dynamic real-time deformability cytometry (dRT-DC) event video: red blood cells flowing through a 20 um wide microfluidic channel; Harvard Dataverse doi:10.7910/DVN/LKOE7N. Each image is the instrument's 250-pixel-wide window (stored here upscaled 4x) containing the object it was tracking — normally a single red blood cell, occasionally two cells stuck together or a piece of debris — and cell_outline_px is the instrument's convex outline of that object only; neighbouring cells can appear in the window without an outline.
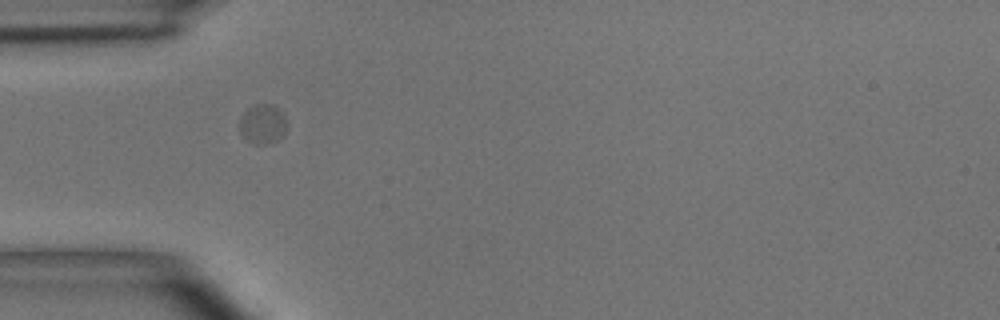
{"species": "common noctule bat (a hibernating species)", "species_latin": "Nyctalus noctula", "temperature_condition": "room temperature", "stored_images_in_passage": 2, "camera_frame_rate_fps": 3000, "um_per_image_px": 0.085, "animal": {"sex": "male", "body_mass_g": 15.6}, "frame": {"image": 1, "passage_image": 1, "time_ms": 0.0, "image_size_px": [1000, 320], "cell_outline_px": [[288, 124], [284, 132], [276, 140], [264, 144], [252, 144], [240, 132], [240, 116], [248, 108], [256, 104], [268, 104], [276, 108], [288, 120]], "centroid_in_image_um": [22.32, 10.54], "position_along_channel_um": 62.7, "area_um2": 10.69}}
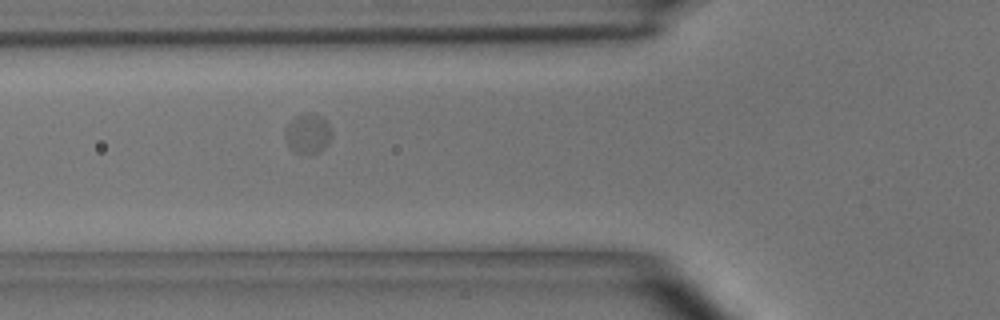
{"frame": {"image": 2, "passage_image": 2, "time_ms": 1.0, "image_size_px": [1000, 320], "cell_outline_px": [[332, 136], [328, 144], [320, 152], [308, 156], [296, 152], [288, 144], [284, 136], [284, 132], [288, 124], [296, 116], [308, 112], [312, 112], [328, 120], [332, 132]], "centroid_in_image_um": [26.21, 11.36], "position_along_channel_um": 99.6, "area_um2": 11.1}}